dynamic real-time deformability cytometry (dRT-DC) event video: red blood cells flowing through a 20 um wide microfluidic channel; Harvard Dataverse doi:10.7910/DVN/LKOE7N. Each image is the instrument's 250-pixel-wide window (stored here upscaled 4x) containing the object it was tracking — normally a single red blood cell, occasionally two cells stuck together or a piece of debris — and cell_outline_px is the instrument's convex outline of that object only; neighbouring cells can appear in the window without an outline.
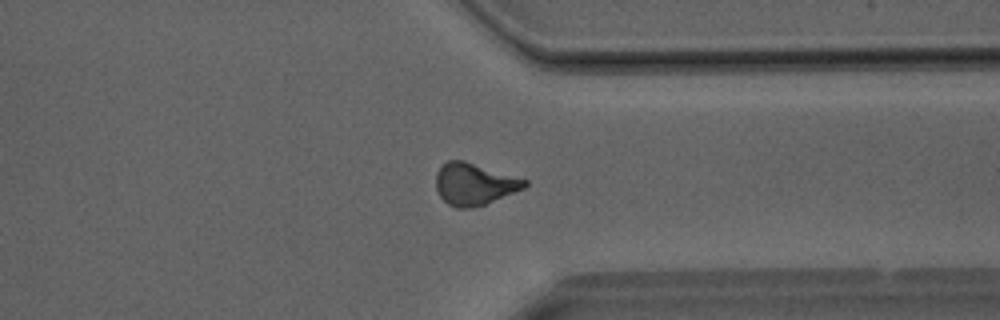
{"species": "Egyptian fruit bat (a non-hibernating species)", "species_latin": "Rousettus aegyptiacus", "temperature_condition": "room temperature", "stored_images_in_passage": 28, "camera_frame_rate_fps": 3000, "um_per_image_px": 0.085, "animal": {"sex": "male"}, "frame": {"image": 1, "passage_image": 19, "time_ms": 6.0, "image_size_px": [1000, 320], "cell_outline_px": [[528, 184], [524, 188], [484, 204], [472, 208], [456, 208], [448, 204], [440, 196], [436, 188], [436, 172], [448, 160], [464, 160], [528, 180]], "centroid_in_image_um": [40.3, 15.64], "position_along_channel_um": 371.1, "area_um2": 21.44}}
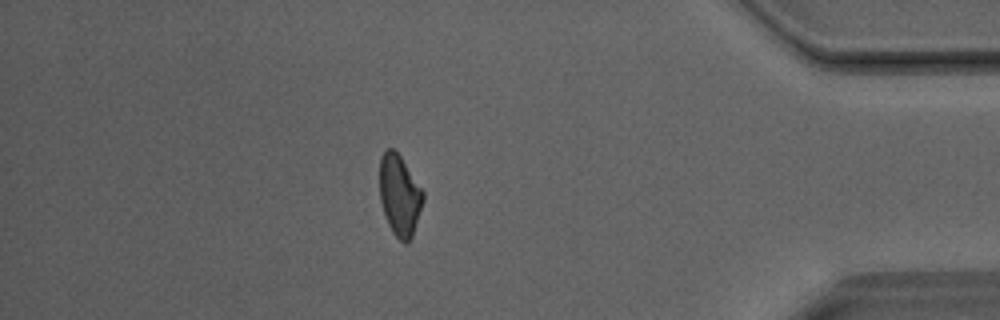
{"frame": {"image": 2, "passage_image": 23, "time_ms": 7.333, "image_size_px": [1000, 320], "cell_outline_px": [[424, 200], [412, 236], [408, 244], [404, 244], [392, 232], [384, 216], [380, 200], [380, 156], [388, 148], [392, 148], [400, 156], [424, 192]], "centroid_in_image_um": [33.96, 16.63], "position_along_channel_um": 401.2, "area_um2": 20.46}}